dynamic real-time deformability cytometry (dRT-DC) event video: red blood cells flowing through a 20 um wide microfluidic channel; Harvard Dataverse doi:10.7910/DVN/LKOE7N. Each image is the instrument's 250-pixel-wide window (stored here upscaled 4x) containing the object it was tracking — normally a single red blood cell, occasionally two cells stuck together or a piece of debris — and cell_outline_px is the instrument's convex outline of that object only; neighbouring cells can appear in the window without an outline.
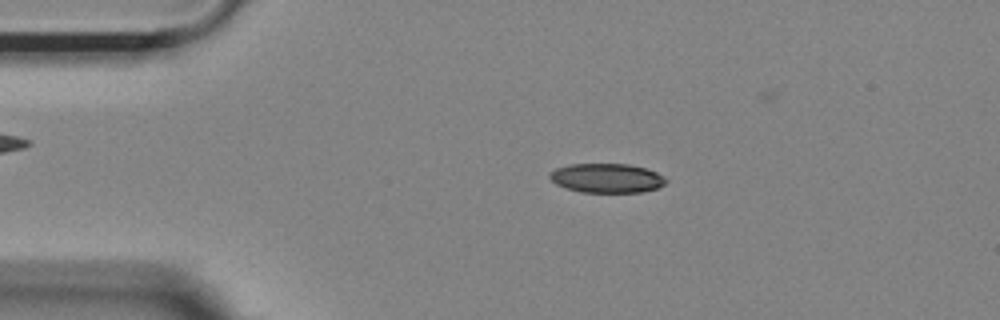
{"species": "Egyptian fruit bat (a non-hibernating species)", "species_latin": "Rousettus aegyptiacus", "temperature_condition": "room temperature", "stored_images_in_passage": 15, "camera_frame_rate_fps": 3000, "um_per_image_px": 0.085, "animal": {"sex": "female"}, "frame": {"image": 1, "passage_image": 8, "time_ms": 2.333, "image_size_px": [1000, 320], "cell_outline_px": [[668, 180], [660, 188], [640, 192], [580, 192], [556, 184], [548, 176], [548, 172], [556, 168], [568, 164], [628, 164], [644, 168], [656, 172], [664, 176]], "centroid_in_image_um": [51.57, 15.13], "position_along_channel_um": 33.4, "area_um2": 19.88}}
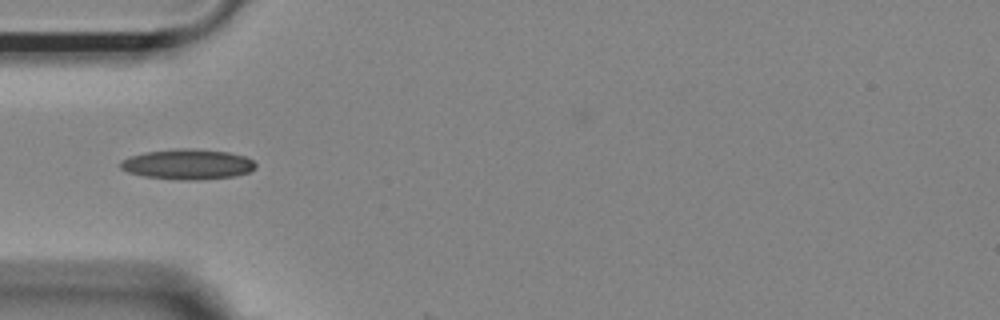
{"frame": {"image": 2, "passage_image": 14, "time_ms": 4.333, "image_size_px": [1000, 320], "cell_outline_px": [[256, 168], [248, 172], [236, 176], [196, 180], [180, 180], [144, 176], [128, 172], [120, 168], [120, 160], [128, 156], [144, 152], [176, 148], [196, 148], [228, 152], [244, 156], [252, 160], [256, 164]], "centroid_in_image_um": [15.93, 13.95], "position_along_channel_um": 69.1, "area_um2": 24.1}}